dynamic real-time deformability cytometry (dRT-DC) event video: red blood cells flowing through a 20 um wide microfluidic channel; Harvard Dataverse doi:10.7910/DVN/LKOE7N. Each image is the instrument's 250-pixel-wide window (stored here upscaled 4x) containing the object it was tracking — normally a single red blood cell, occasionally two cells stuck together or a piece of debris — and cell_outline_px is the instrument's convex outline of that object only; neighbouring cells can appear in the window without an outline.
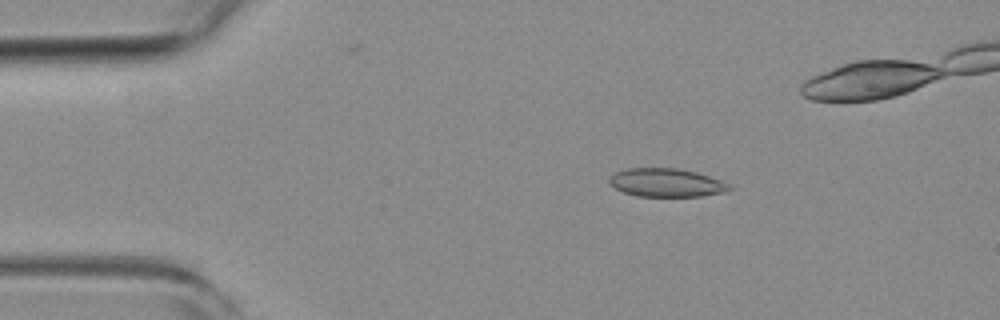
{"species": "common noctule bat (a hibernating species)", "species_latin": "Nyctalus noctula", "temperature_condition": "room temperature", "stored_images_in_passage": 19, "camera_frame_rate_fps": 3000, "um_per_image_px": 0.085, "animal": {"sex": "female", "body_mass_g": 19.3, "forearm_length_mm": 54.1}, "frame": {"image": 1, "passage_image": 9, "time_ms": 2.667, "image_size_px": [1000, 320], "cell_outline_px": [[732, 188], [728, 192], [700, 196], [636, 196], [624, 192], [616, 188], [608, 180], [608, 176], [616, 172], [628, 168], [680, 168], [696, 172], [720, 180], [728, 184]], "centroid_in_image_um": [56.64, 15.52], "position_along_channel_um": 28.4, "area_um2": 19.83}}